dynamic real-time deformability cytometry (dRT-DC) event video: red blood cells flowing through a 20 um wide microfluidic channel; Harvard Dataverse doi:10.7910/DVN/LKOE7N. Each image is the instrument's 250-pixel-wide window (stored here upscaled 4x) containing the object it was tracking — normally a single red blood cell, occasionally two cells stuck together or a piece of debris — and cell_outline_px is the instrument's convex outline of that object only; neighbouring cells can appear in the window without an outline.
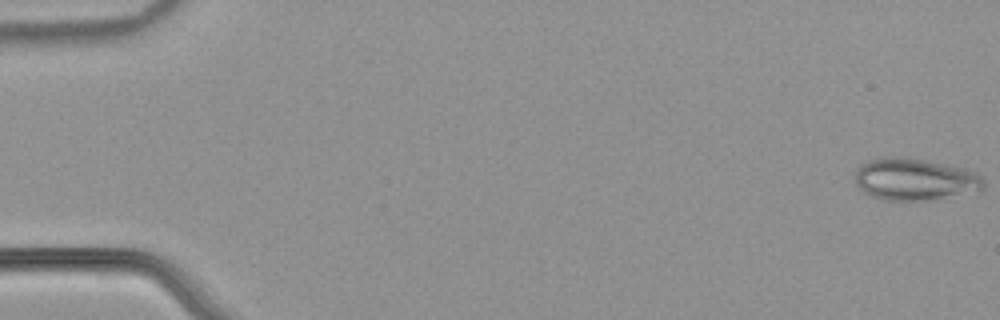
{"species": "common noctule bat (a hibernating species)", "species_latin": "Nyctalus noctula", "temperature_condition": "warm", "stored_images_in_passage": 54, "camera_frame_rate_fps": 3000, "um_per_image_px": 0.085, "animal": {"sex": "male", "body_mass_g": 21.5, "forearm_length_mm": 52.0}, "frame": {"image": 1, "passage_image": 1, "time_ms": 0.0, "image_size_px": [1000, 320], "cell_outline_px": [[984, 188], [924, 200], [884, 200], [872, 196], [864, 192], [856, 184], [856, 172], [868, 160], [880, 156], [900, 156], [964, 168], [980, 176], [984, 180]], "centroid_in_image_um": [77.68, 15.22], "position_along_channel_um": 7.3, "area_um2": 30.58}}
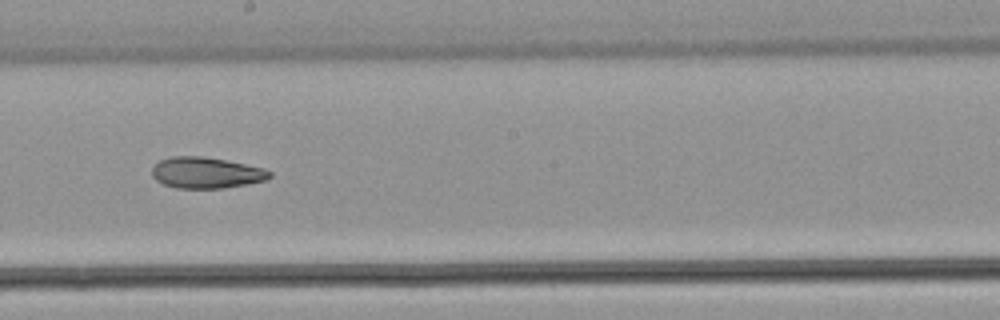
{"frame": {"image": 2, "passage_image": 31, "time_ms": 10.0, "image_size_px": [1000, 320], "cell_outline_px": [[272, 176], [268, 180], [248, 184], [224, 188], [176, 188], [164, 184], [156, 180], [152, 176], [152, 168], [160, 160], [172, 156], [204, 156], [264, 168], [272, 172]], "centroid_in_image_um": [17.55, 14.69], "position_along_channel_um": 230.7, "area_um2": 21.39}}
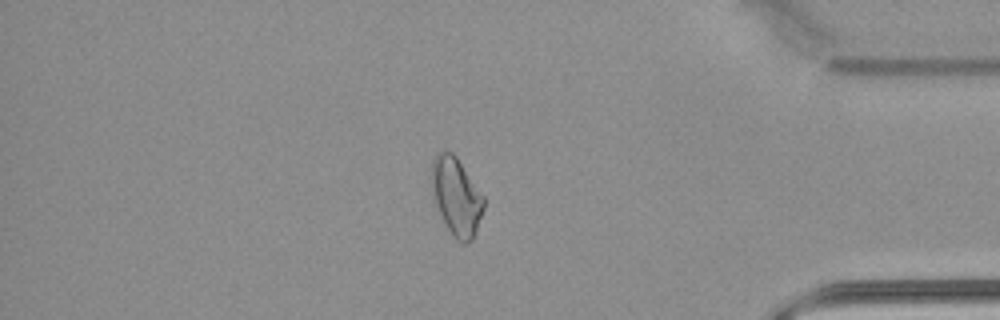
{"frame": {"image": 3, "passage_image": 46, "time_ms": 15.0, "image_size_px": [1000, 320], "cell_outline_px": [[484, 208], [472, 240], [464, 244], [456, 240], [452, 236], [432, 196], [432, 160], [440, 152], [452, 152], [456, 156], [484, 196]], "centroid_in_image_um": [38.8, 16.71], "position_along_channel_um": 396.4, "area_um2": 23.24}, "authors_computed_cell_mechanics": {"area_um2": 24.3049, "velocity_mm_per_s": 3.8875, "shape_relaxation_time_tau1_ms": null, "shape_relaxation_time_tau2_ms": 6.1304, "deformation_change_tau1": null, "deformation_change_tau2": 0.1399}}